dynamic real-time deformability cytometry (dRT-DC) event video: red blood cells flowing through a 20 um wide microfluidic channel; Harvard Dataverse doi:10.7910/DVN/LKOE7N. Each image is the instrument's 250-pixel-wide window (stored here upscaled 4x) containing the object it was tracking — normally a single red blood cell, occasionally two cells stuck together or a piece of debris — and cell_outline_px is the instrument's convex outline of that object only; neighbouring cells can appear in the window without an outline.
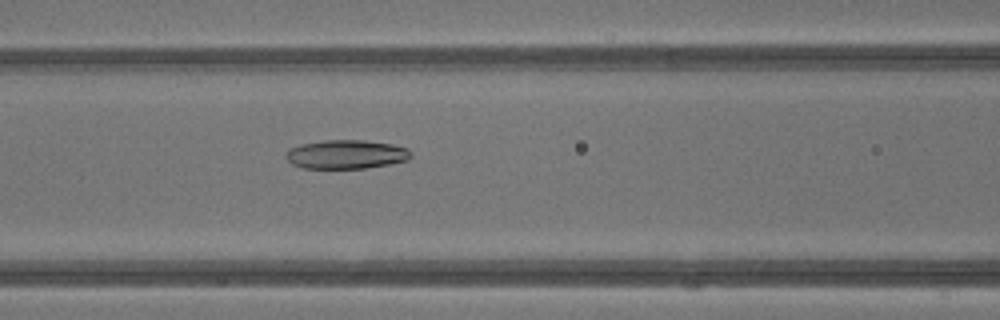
{"species": "common noctule bat (a hibernating species)", "species_latin": "Nyctalus noctula", "temperature_condition": "warm", "stored_images_in_passage": 27, "camera_frame_rate_fps": 3000, "um_per_image_px": 0.085, "animal": {"sex": "male", "body_mass_g": 13.3}, "frame": {"image": 1, "passage_image": 5, "time_ms": 1.333, "image_size_px": [1000, 320], "cell_outline_px": [[412, 156], [408, 160], [388, 164], [364, 168], [304, 168], [292, 164], [284, 156], [284, 152], [288, 148], [300, 144], [324, 140], [364, 140], [392, 144], [408, 148], [412, 152]], "centroid_in_image_um": [29.4, 13.11], "position_along_channel_um": 137.2, "area_um2": 21.21}}
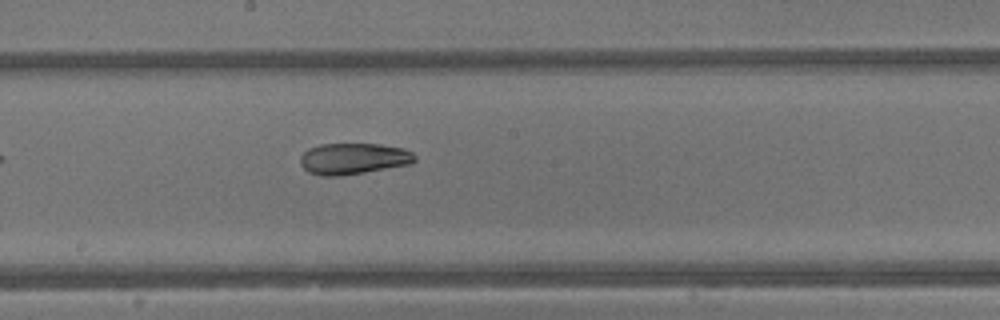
{"frame": {"image": 2, "passage_image": 10, "time_ms": 3.0, "image_size_px": [1000, 320], "cell_outline_px": [[416, 160], [412, 164], [340, 176], [324, 176], [308, 172], [300, 164], [300, 156], [308, 148], [320, 144], [380, 144], [404, 148], [412, 152], [416, 156]], "centroid_in_image_um": [30.05, 13.48], "position_along_channel_um": 218.2, "area_um2": 20.98}}
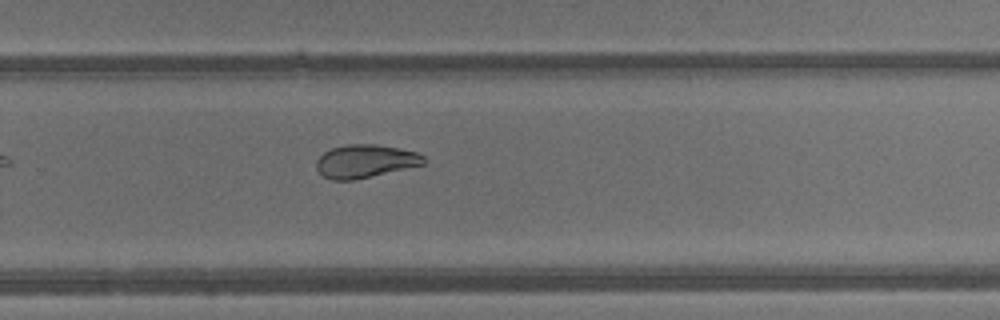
{"frame": {"image": 3, "passage_image": 15, "time_ms": 4.667, "image_size_px": [1000, 320], "cell_outline_px": [[424, 164], [352, 180], [332, 180], [324, 176], [316, 168], [316, 160], [324, 152], [332, 148], [348, 144], [376, 144], [400, 148], [416, 152], [424, 156]], "centroid_in_image_um": [31.02, 13.69], "position_along_channel_um": 298.8, "area_um2": 20.46}}